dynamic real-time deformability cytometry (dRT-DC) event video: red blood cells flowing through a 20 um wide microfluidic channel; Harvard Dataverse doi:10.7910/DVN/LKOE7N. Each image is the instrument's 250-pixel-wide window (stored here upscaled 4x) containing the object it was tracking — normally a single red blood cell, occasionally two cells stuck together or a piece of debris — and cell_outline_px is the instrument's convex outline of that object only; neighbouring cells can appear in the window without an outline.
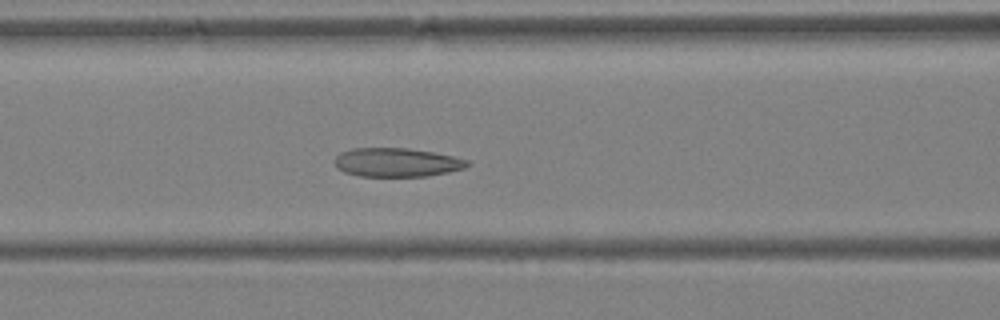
{"species": "Egyptian fruit bat (a non-hibernating species)", "species_latin": "Rousettus aegyptiacus", "temperature_condition": "warm", "stored_images_in_passage": 37, "camera_frame_rate_fps": 3000, "um_per_image_px": 0.085, "animal": {"sex": "female"}, "frame": {"image": 1, "passage_image": 14, "time_ms": 4.333, "image_size_px": [1000, 320], "cell_outline_px": [[472, 164], [464, 168], [448, 172], [428, 176], [360, 176], [344, 172], [336, 168], [332, 160], [340, 152], [352, 148], [408, 148], [432, 152], [452, 156], [468, 160]], "centroid_in_image_um": [33.69, 13.8], "position_along_channel_um": 132.9, "area_um2": 22.43}}
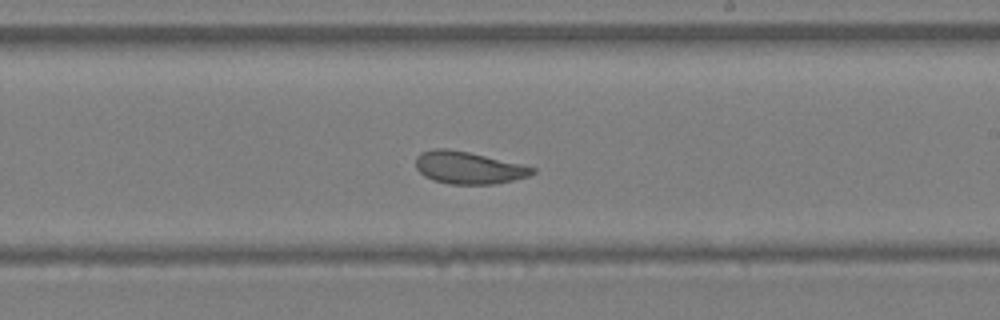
{"frame": {"image": 2, "passage_image": 21, "time_ms": 6.667, "image_size_px": [1000, 320], "cell_outline_px": [[536, 172], [528, 176], [512, 180], [492, 184], [448, 184], [432, 180], [424, 176], [416, 168], [416, 156], [420, 152], [432, 148], [448, 148], [468, 152], [524, 164], [536, 168]], "centroid_in_image_um": [39.8, 14.24], "position_along_channel_um": 249.2, "area_um2": 22.14}}
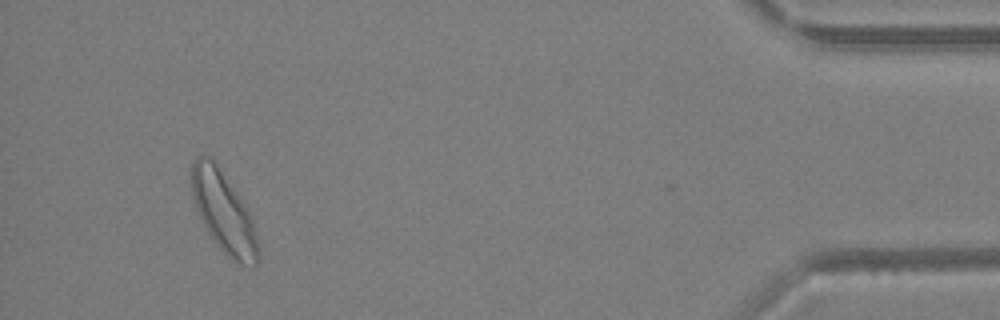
{"frame": {"image": 3, "passage_image": 35, "time_ms": 11.333, "image_size_px": [1000, 320], "cell_outline_px": [[260, 260], [252, 268], [236, 264], [216, 244], [208, 232], [196, 208], [192, 196], [192, 164], [196, 156], [204, 152], [212, 156], [216, 160], [244, 200], [252, 220], [260, 252]], "centroid_in_image_um": [19.03, 17.99], "position_along_channel_um": 416.2, "area_um2": 32.19}, "authors_computed_cell_mechanics": {"area_um2": 23.8714, "velocity_mm_per_s": 4.9971, "shape_relaxation_time_tau1_ms": 7.9618, "shape_relaxation_time_tau2_ms": 1.7243, "deformation_change_tau1": 0.1901, "deformation_change_tau2": 0.0868}}